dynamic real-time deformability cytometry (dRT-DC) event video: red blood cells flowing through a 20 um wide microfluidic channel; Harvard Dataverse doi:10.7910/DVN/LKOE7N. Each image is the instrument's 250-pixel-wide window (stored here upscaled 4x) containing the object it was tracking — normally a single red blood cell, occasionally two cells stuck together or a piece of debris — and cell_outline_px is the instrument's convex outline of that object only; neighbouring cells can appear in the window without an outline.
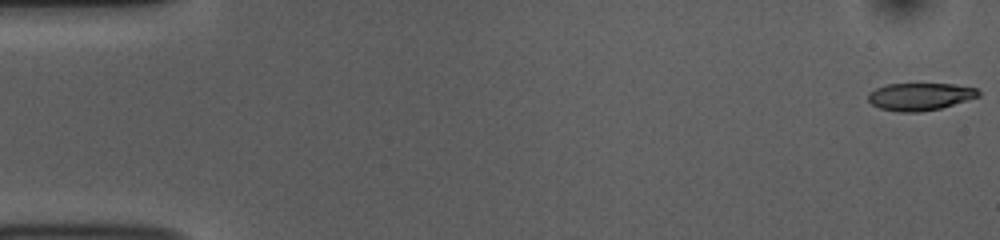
{"species": "common noctule bat (a hibernating species)", "species_latin": "Nyctalus noctula", "temperature_condition": "room temperature", "stored_images_in_passage": 53, "camera_frame_rate_fps": 3000, "um_per_image_px": 0.085, "animal": {"sex": "female", "body_mass_g": 10.0, "forearm_length_mm": 53.1}, "frame": {"image": 1, "passage_image": 1, "time_ms": 0.0, "image_size_px": [1000, 240], "cell_outline_px": [[980, 96], [940, 108], [920, 112], [900, 112], [880, 108], [872, 104], [868, 100], [868, 92], [876, 88], [888, 84], [952, 84], [976, 88], [980, 92]], "centroid_in_image_um": [78.18, 8.21], "position_along_channel_um": 6.8, "area_um2": 17.51}}
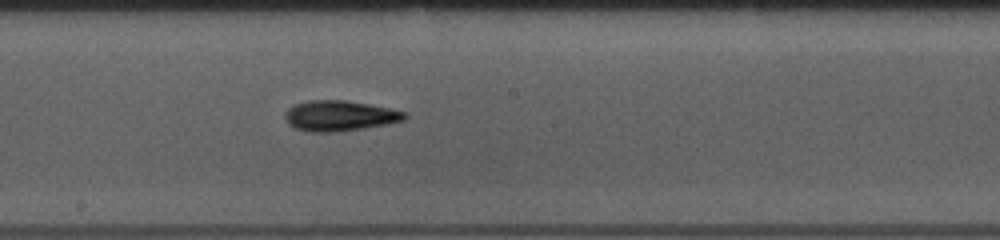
{"frame": {"image": 2, "passage_image": 29, "time_ms": 9.333, "image_size_px": [1000, 240], "cell_outline_px": [[408, 116], [404, 120], [388, 124], [336, 132], [312, 132], [296, 128], [288, 124], [284, 116], [284, 112], [288, 108], [296, 104], [308, 100], [344, 100], [368, 104], [388, 108], [404, 112]], "centroid_in_image_um": [28.84, 9.84], "position_along_channel_um": 219.4, "area_um2": 21.1}}
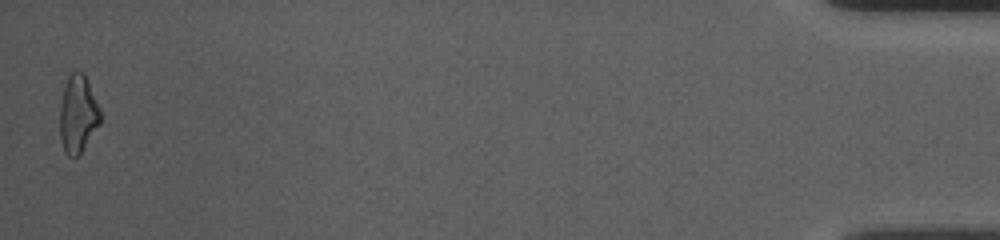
{"frame": {"image": 3, "passage_image": 53, "time_ms": 17.333, "image_size_px": [1000, 240], "cell_outline_px": [[100, 124], [80, 152], [76, 156], [68, 156], [64, 152], [60, 140], [60, 104], [64, 84], [68, 76], [72, 72], [84, 72], [100, 108]], "centroid_in_image_um": [6.61, 9.67], "position_along_channel_um": 428.6, "area_um2": 18.26}, "authors_computed_cell_mechanics": {"area_um2": 19.074, "velocity_mm_per_s": 3.7628, "shape_relaxation_time_tau1_ms": 3.9038, "shape_relaxation_time_tau2_ms": 4.2164, "deformation_change_tau1": 0.1483, "deformation_change_tau2": 0.1449}}